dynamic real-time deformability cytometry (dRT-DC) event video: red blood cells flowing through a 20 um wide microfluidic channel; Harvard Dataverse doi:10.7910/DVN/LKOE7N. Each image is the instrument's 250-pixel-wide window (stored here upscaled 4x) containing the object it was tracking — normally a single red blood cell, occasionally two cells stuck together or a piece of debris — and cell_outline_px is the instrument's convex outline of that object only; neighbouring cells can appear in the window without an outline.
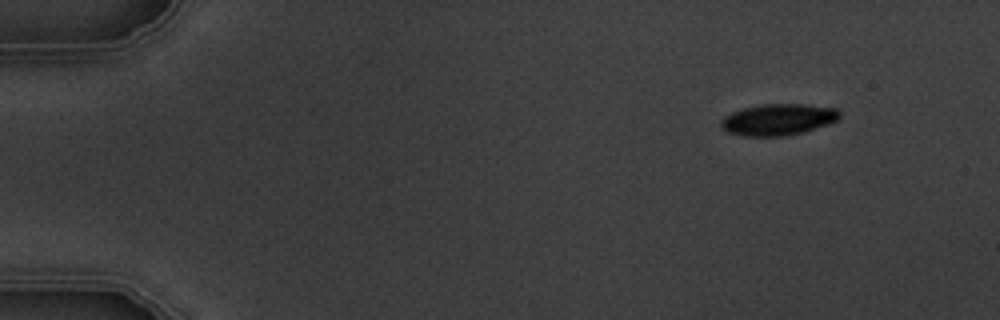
{"species": "common noctule bat (a hibernating species)", "species_latin": "Nyctalus noctula", "temperature_condition": "warm", "stored_images_in_passage": 4, "camera_frame_rate_fps": 3000, "um_per_image_px": 0.085, "animal": {"sex": "male", "body_mass_g": 19.5, "forearm_length_mm": 54.6}, "frame": {"image": 1, "passage_image": 1, "time_ms": 0.0, "image_size_px": [1000, 320], "cell_outline_px": [[840, 116], [836, 120], [828, 124], [800, 132], [784, 136], [744, 136], [728, 132], [720, 124], [720, 120], [724, 116], [732, 112], [744, 108], [760, 104], [804, 104], [836, 108], [840, 112]], "centroid_in_image_um": [66.12, 10.15], "position_along_channel_um": 18.9, "area_um2": 21.5}}
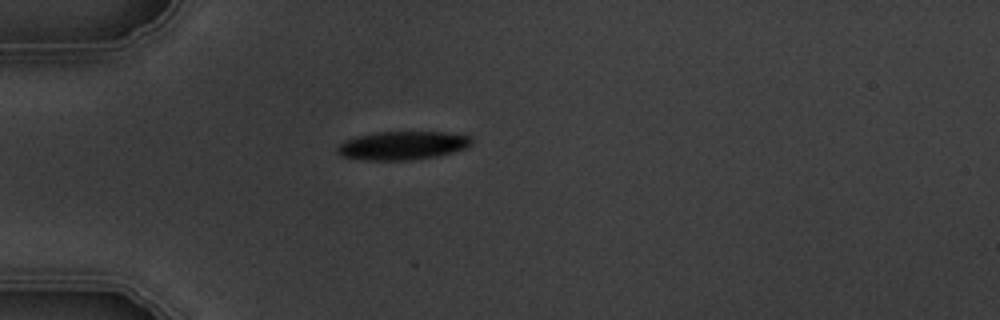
{"frame": {"image": 2, "passage_image": 4, "time_ms": 3.333, "image_size_px": [1000, 320], "cell_outline_px": [[472, 144], [468, 148], [436, 156], [408, 160], [360, 160], [340, 156], [336, 152], [336, 148], [344, 140], [356, 136], [376, 132], [444, 132], [468, 136], [472, 140]], "centroid_in_image_um": [34.16, 12.37], "position_along_channel_um": 50.8, "area_um2": 22.37}}